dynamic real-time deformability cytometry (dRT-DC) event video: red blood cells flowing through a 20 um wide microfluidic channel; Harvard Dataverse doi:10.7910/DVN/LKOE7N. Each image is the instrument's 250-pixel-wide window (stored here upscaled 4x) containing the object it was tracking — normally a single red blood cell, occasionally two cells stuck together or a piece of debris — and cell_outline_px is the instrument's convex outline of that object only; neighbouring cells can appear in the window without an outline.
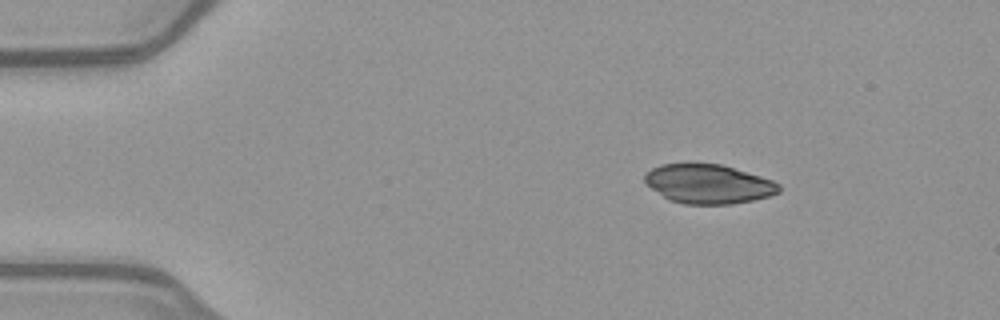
{"species": "common noctule bat (a hibernating species)", "species_latin": "Nyctalus noctula", "temperature_condition": "warm", "stored_images_in_passage": 44, "camera_frame_rate_fps": 3000, "um_per_image_px": 0.085, "animal": {"sex": "female", "body_mass_g": 21.9}, "frame": {"image": 1, "passage_image": 1, "time_ms": 0.0, "image_size_px": [1000, 320], "cell_outline_px": [[780, 192], [768, 196], [752, 200], [732, 204], [684, 204], [668, 200], [652, 188], [644, 180], [644, 176], [652, 168], [660, 164], [720, 164], [760, 176], [772, 180], [780, 184]], "centroid_in_image_um": [60.22, 15.65], "position_along_channel_um": 24.8, "area_um2": 30.35}}